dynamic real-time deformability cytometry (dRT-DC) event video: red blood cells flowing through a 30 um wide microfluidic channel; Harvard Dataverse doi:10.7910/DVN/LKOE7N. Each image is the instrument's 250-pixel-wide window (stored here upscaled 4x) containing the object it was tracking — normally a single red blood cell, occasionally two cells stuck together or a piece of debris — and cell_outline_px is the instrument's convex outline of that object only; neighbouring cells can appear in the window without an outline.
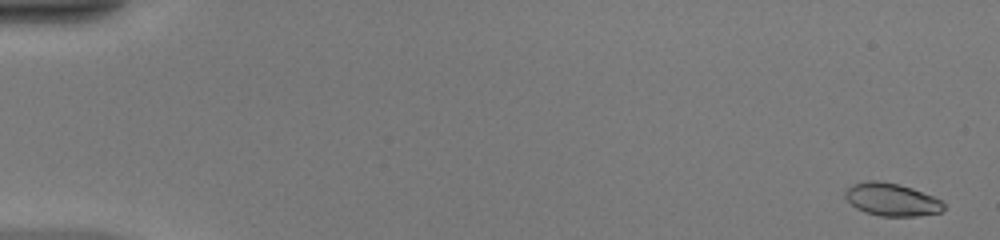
{"species": "common noctule bat (a hibernating species)", "species_latin": "Nyctalus noctula", "temperature_condition": "warm", "stored_images_in_passage": 51, "camera_frame_rate_fps": 3000, "um_per_image_px": 0.085, "animal": {"sex": "female", "body_mass_g": 20.0, "forearm_length_mm": 54.0}, "frame": {"image": 1, "passage_image": 2, "time_ms": 0.333, "image_size_px": [1000, 240], "cell_outline_px": [[944, 208], [940, 212], [916, 216], [880, 216], [864, 212], [856, 208], [844, 196], [844, 192], [852, 184], [868, 180], [880, 180], [912, 188], [932, 196], [940, 200], [944, 204]], "centroid_in_image_um": [75.76, 16.96], "position_along_channel_um": 9.2, "area_um2": 18.67}}
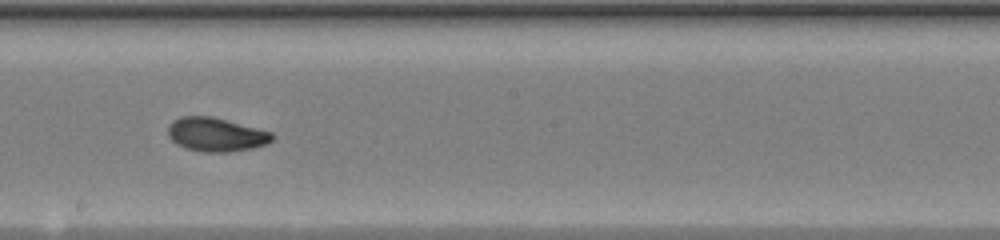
{"frame": {"image": 2, "passage_image": 30, "time_ms": 9.667, "image_size_px": [1000, 240], "cell_outline_px": [[276, 136], [268, 144], [252, 148], [228, 152], [204, 152], [184, 148], [176, 144], [168, 136], [168, 124], [172, 120], [180, 116], [212, 116], [272, 132]], "centroid_in_image_um": [18.35, 11.43], "position_along_channel_um": 229.9, "area_um2": 20.75}}
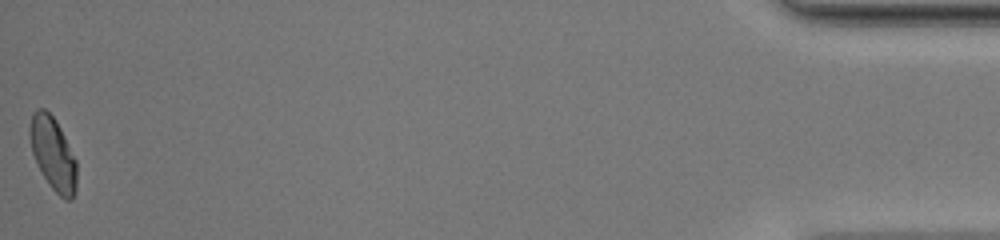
{"frame": {"image": 3, "passage_image": 51, "time_ms": 16.667, "image_size_px": [1000, 240], "cell_outline_px": [[76, 192], [72, 200], [64, 200], [48, 184], [32, 152], [28, 132], [28, 128], [32, 112], [36, 108], [44, 108], [56, 120], [76, 160]], "centroid_in_image_um": [4.49, 13.05], "position_along_channel_um": 430.7, "area_um2": 19.94}, "authors_computed_cell_mechanics": {"area_um2": 19.7676, "velocity_mm_per_s": 4.1633, "shape_relaxation_time_tau1_ms": 5.5767, "shape_relaxation_time_tau2_ms": 1.7103, "deformation_change_tau1": 0.1835, "deformation_change_tau2": 0.063}}